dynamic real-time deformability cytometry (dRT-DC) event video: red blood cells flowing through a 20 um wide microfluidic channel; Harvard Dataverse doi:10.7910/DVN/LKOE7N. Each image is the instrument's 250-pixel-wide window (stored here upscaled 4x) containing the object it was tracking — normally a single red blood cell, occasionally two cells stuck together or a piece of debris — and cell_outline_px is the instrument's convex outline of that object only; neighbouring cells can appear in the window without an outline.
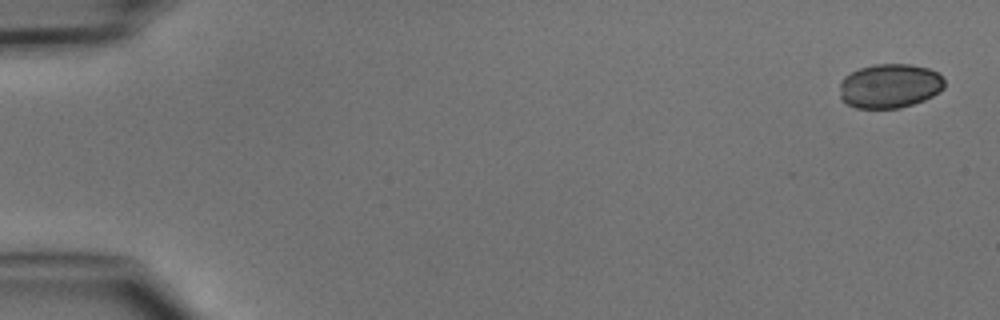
{"species": "common noctule bat (a hibernating species)", "species_latin": "Nyctalus noctula", "temperature_condition": "cold", "stored_images_in_passage": 5, "camera_frame_rate_fps": 3000, "um_per_image_px": 0.085, "animal": {"sex": "male", "body_mass_g": 15.6}, "frame": {"image": 1, "passage_image": 1, "time_ms": 0.0, "image_size_px": [1000, 320], "cell_outline_px": [[944, 88], [940, 92], [924, 100], [900, 108], [856, 108], [848, 104], [840, 96], [840, 80], [844, 76], [860, 68], [876, 64], [912, 64], [928, 68], [936, 72], [944, 80]], "centroid_in_image_um": [75.62, 7.3], "position_along_channel_um": 9.4, "area_um2": 27.05}}